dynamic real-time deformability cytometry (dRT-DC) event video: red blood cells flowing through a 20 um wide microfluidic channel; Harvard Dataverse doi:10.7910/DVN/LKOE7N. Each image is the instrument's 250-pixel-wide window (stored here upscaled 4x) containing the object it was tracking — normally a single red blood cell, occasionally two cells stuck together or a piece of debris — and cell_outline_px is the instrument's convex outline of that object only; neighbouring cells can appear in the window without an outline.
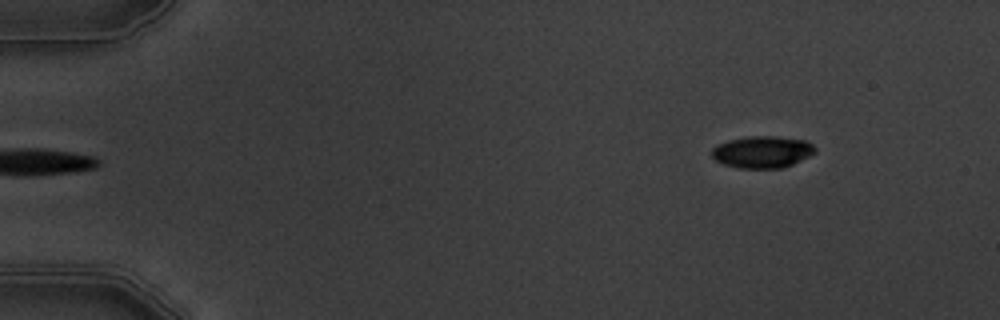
{"species": "common noctule bat (a hibernating species)", "species_latin": "Nyctalus noctula", "temperature_condition": "warm", "stored_images_in_passage": 6, "segment_of_instrument_passage": [2, 2], "camera_frame_rate_fps": 3000, "um_per_image_px": 0.085, "animal": {"sex": "male", "body_mass_g": 19.5, "forearm_length_mm": 54.6}, "frame": {"image": 1, "passage_image": 6, "time_ms": 5.667, "image_size_px": [1000, 320], "cell_outline_px": [[816, 152], [792, 164], [780, 168], [736, 168], [724, 164], [716, 160], [712, 156], [712, 148], [716, 144], [728, 140], [752, 136], [772, 136], [804, 140], [812, 144], [816, 148]], "centroid_in_image_um": [64.77, 12.91], "position_along_channel_um": 20.2, "area_um2": 19.07}}